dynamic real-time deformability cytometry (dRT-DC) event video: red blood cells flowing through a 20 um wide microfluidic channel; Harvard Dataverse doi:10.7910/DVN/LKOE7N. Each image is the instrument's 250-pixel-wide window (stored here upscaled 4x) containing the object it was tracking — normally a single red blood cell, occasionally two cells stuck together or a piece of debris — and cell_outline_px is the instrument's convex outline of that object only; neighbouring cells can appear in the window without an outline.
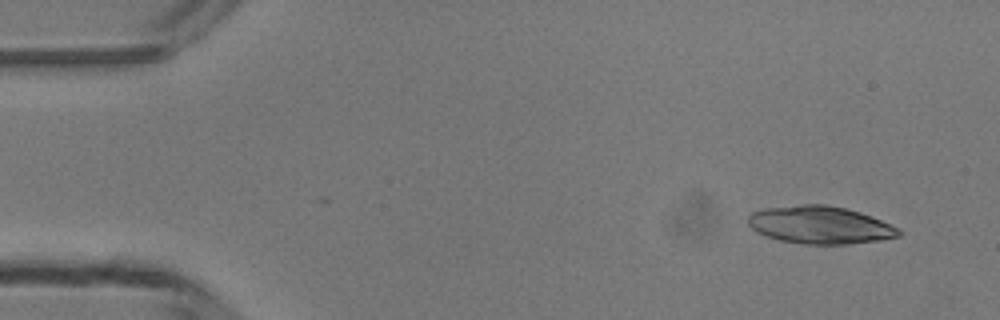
{"species": "common noctule bat (a hibernating species)", "species_latin": "Nyctalus noctula", "temperature_condition": "room temperature", "stored_images_in_passage": 47, "camera_frame_rate_fps": 3000, "um_per_image_px": 0.085, "animal": {"sex": "male", "body_mass_g": 13.3}, "frame": {"image": 1, "passage_image": 2, "time_ms": 0.333, "image_size_px": [1000, 320], "cell_outline_px": [[904, 232], [900, 236], [880, 240], [848, 244], [804, 244], [780, 240], [756, 232], [748, 224], [748, 216], [752, 212], [764, 208], [800, 204], [824, 204], [844, 208], [860, 212], [872, 216]], "centroid_in_image_um": [69.69, 19.12], "position_along_channel_um": 15.3, "area_um2": 33.0}}
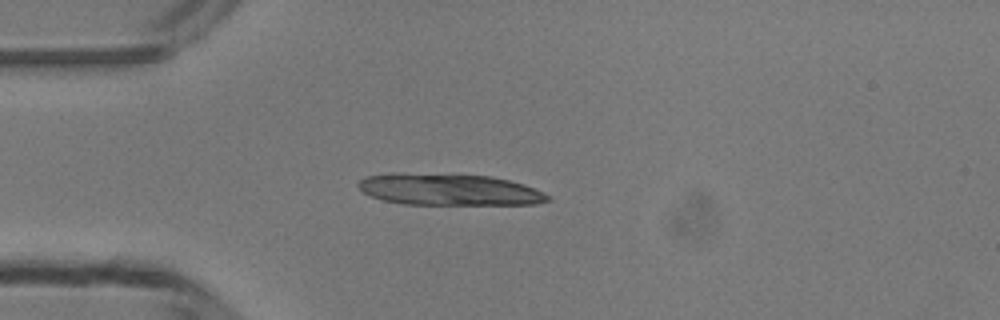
{"frame": {"image": 2, "passage_image": 11, "time_ms": 3.333, "image_size_px": [1000, 320], "cell_outline_px": [[552, 200], [536, 204], [404, 204], [384, 200], [372, 196], [364, 192], [356, 184], [364, 176], [392, 172], [396, 172], [488, 176], [508, 180], [524, 184], [544, 192]], "centroid_in_image_um": [38.14, 16.1], "position_along_channel_um": 46.9, "area_um2": 34.85}}